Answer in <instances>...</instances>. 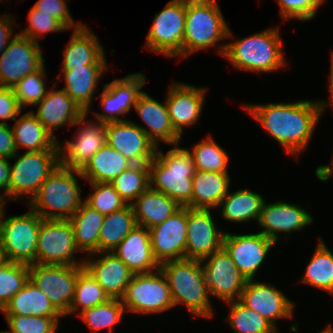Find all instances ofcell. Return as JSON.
I'll use <instances>...</instances> for the list:
<instances>
[{"label": "cell", "mask_w": 333, "mask_h": 333, "mask_svg": "<svg viewBox=\"0 0 333 333\" xmlns=\"http://www.w3.org/2000/svg\"><path fill=\"white\" fill-rule=\"evenodd\" d=\"M1 312L4 315L64 317L30 279Z\"/></svg>", "instance_id": "cell-32"}, {"label": "cell", "mask_w": 333, "mask_h": 333, "mask_svg": "<svg viewBox=\"0 0 333 333\" xmlns=\"http://www.w3.org/2000/svg\"><path fill=\"white\" fill-rule=\"evenodd\" d=\"M192 183V200L186 207L211 210L217 209L228 193L231 177L228 173L195 170Z\"/></svg>", "instance_id": "cell-30"}, {"label": "cell", "mask_w": 333, "mask_h": 333, "mask_svg": "<svg viewBox=\"0 0 333 333\" xmlns=\"http://www.w3.org/2000/svg\"><path fill=\"white\" fill-rule=\"evenodd\" d=\"M133 163L121 155L117 150L105 144L92 156L81 170L85 181L111 183Z\"/></svg>", "instance_id": "cell-36"}, {"label": "cell", "mask_w": 333, "mask_h": 333, "mask_svg": "<svg viewBox=\"0 0 333 333\" xmlns=\"http://www.w3.org/2000/svg\"><path fill=\"white\" fill-rule=\"evenodd\" d=\"M131 206L137 224L147 229L163 223L181 208L175 200L150 187Z\"/></svg>", "instance_id": "cell-31"}, {"label": "cell", "mask_w": 333, "mask_h": 333, "mask_svg": "<svg viewBox=\"0 0 333 333\" xmlns=\"http://www.w3.org/2000/svg\"><path fill=\"white\" fill-rule=\"evenodd\" d=\"M14 122L15 125L11 128L17 150H59V141L39 122L32 111L19 115Z\"/></svg>", "instance_id": "cell-33"}, {"label": "cell", "mask_w": 333, "mask_h": 333, "mask_svg": "<svg viewBox=\"0 0 333 333\" xmlns=\"http://www.w3.org/2000/svg\"><path fill=\"white\" fill-rule=\"evenodd\" d=\"M121 300L125 311L136 314L151 315L174 308L168 281L160 268L134 274Z\"/></svg>", "instance_id": "cell-9"}, {"label": "cell", "mask_w": 333, "mask_h": 333, "mask_svg": "<svg viewBox=\"0 0 333 333\" xmlns=\"http://www.w3.org/2000/svg\"><path fill=\"white\" fill-rule=\"evenodd\" d=\"M14 18V19H13ZM15 23V17L12 15L3 14L0 15V53L2 54L7 48L10 40L13 38V27ZM13 24V25H12Z\"/></svg>", "instance_id": "cell-53"}, {"label": "cell", "mask_w": 333, "mask_h": 333, "mask_svg": "<svg viewBox=\"0 0 333 333\" xmlns=\"http://www.w3.org/2000/svg\"><path fill=\"white\" fill-rule=\"evenodd\" d=\"M113 253L134 273H148L160 265L154 259L149 229L137 225L117 246Z\"/></svg>", "instance_id": "cell-29"}, {"label": "cell", "mask_w": 333, "mask_h": 333, "mask_svg": "<svg viewBox=\"0 0 333 333\" xmlns=\"http://www.w3.org/2000/svg\"><path fill=\"white\" fill-rule=\"evenodd\" d=\"M162 151L158 146L155 157L148 164L150 188L186 207L192 200V177L195 173L192 155L179 144L166 154Z\"/></svg>", "instance_id": "cell-4"}, {"label": "cell", "mask_w": 333, "mask_h": 333, "mask_svg": "<svg viewBox=\"0 0 333 333\" xmlns=\"http://www.w3.org/2000/svg\"><path fill=\"white\" fill-rule=\"evenodd\" d=\"M239 301L267 319L276 329L277 320L294 317L296 304L271 283L247 280Z\"/></svg>", "instance_id": "cell-17"}, {"label": "cell", "mask_w": 333, "mask_h": 333, "mask_svg": "<svg viewBox=\"0 0 333 333\" xmlns=\"http://www.w3.org/2000/svg\"><path fill=\"white\" fill-rule=\"evenodd\" d=\"M29 280V265L7 261L0 266V311Z\"/></svg>", "instance_id": "cell-44"}, {"label": "cell", "mask_w": 333, "mask_h": 333, "mask_svg": "<svg viewBox=\"0 0 333 333\" xmlns=\"http://www.w3.org/2000/svg\"><path fill=\"white\" fill-rule=\"evenodd\" d=\"M62 61L61 71L91 64H108L105 50L99 39L85 24L79 29L73 30V34L63 50Z\"/></svg>", "instance_id": "cell-27"}, {"label": "cell", "mask_w": 333, "mask_h": 333, "mask_svg": "<svg viewBox=\"0 0 333 333\" xmlns=\"http://www.w3.org/2000/svg\"><path fill=\"white\" fill-rule=\"evenodd\" d=\"M210 210L187 207L186 259L202 260L223 246L221 231Z\"/></svg>", "instance_id": "cell-19"}, {"label": "cell", "mask_w": 333, "mask_h": 333, "mask_svg": "<svg viewBox=\"0 0 333 333\" xmlns=\"http://www.w3.org/2000/svg\"><path fill=\"white\" fill-rule=\"evenodd\" d=\"M22 110L13 88L0 86V123L6 124L7 120L14 121Z\"/></svg>", "instance_id": "cell-51"}, {"label": "cell", "mask_w": 333, "mask_h": 333, "mask_svg": "<svg viewBox=\"0 0 333 333\" xmlns=\"http://www.w3.org/2000/svg\"><path fill=\"white\" fill-rule=\"evenodd\" d=\"M134 109L149 129L137 123L136 125L141 127L156 147L160 146V142L173 146L181 143L182 137L175 131L171 123L165 100L164 103L158 102L143 91Z\"/></svg>", "instance_id": "cell-25"}, {"label": "cell", "mask_w": 333, "mask_h": 333, "mask_svg": "<svg viewBox=\"0 0 333 333\" xmlns=\"http://www.w3.org/2000/svg\"><path fill=\"white\" fill-rule=\"evenodd\" d=\"M319 333H333V327L331 324H328L327 327H325L323 330H321Z\"/></svg>", "instance_id": "cell-59"}, {"label": "cell", "mask_w": 333, "mask_h": 333, "mask_svg": "<svg viewBox=\"0 0 333 333\" xmlns=\"http://www.w3.org/2000/svg\"><path fill=\"white\" fill-rule=\"evenodd\" d=\"M228 316L225 321L236 333H279L267 319L249 309L239 300L227 302Z\"/></svg>", "instance_id": "cell-41"}, {"label": "cell", "mask_w": 333, "mask_h": 333, "mask_svg": "<svg viewBox=\"0 0 333 333\" xmlns=\"http://www.w3.org/2000/svg\"><path fill=\"white\" fill-rule=\"evenodd\" d=\"M111 184L126 204H132L150 187L149 165L133 164L118 175Z\"/></svg>", "instance_id": "cell-43"}, {"label": "cell", "mask_w": 333, "mask_h": 333, "mask_svg": "<svg viewBox=\"0 0 333 333\" xmlns=\"http://www.w3.org/2000/svg\"><path fill=\"white\" fill-rule=\"evenodd\" d=\"M154 259L160 265L186 258L187 207H181L163 223L149 229Z\"/></svg>", "instance_id": "cell-21"}, {"label": "cell", "mask_w": 333, "mask_h": 333, "mask_svg": "<svg viewBox=\"0 0 333 333\" xmlns=\"http://www.w3.org/2000/svg\"><path fill=\"white\" fill-rule=\"evenodd\" d=\"M331 66H330V80H329V90H330V97H331V101L329 102H325L324 100L321 101V100H317L318 101V105L319 107L321 108V112L323 114V112L325 111V108L328 107L330 104L333 106V52H332V55H331ZM330 103V104H329Z\"/></svg>", "instance_id": "cell-56"}, {"label": "cell", "mask_w": 333, "mask_h": 333, "mask_svg": "<svg viewBox=\"0 0 333 333\" xmlns=\"http://www.w3.org/2000/svg\"><path fill=\"white\" fill-rule=\"evenodd\" d=\"M207 90L182 82H171L165 101L171 123L181 137L184 127L188 128L199 122Z\"/></svg>", "instance_id": "cell-23"}, {"label": "cell", "mask_w": 333, "mask_h": 333, "mask_svg": "<svg viewBox=\"0 0 333 333\" xmlns=\"http://www.w3.org/2000/svg\"><path fill=\"white\" fill-rule=\"evenodd\" d=\"M80 178V170L59 164L27 204L44 219H69L84 202Z\"/></svg>", "instance_id": "cell-6"}, {"label": "cell", "mask_w": 333, "mask_h": 333, "mask_svg": "<svg viewBox=\"0 0 333 333\" xmlns=\"http://www.w3.org/2000/svg\"><path fill=\"white\" fill-rule=\"evenodd\" d=\"M89 257H84V268L110 298L121 299L134 273L113 252L93 253Z\"/></svg>", "instance_id": "cell-24"}, {"label": "cell", "mask_w": 333, "mask_h": 333, "mask_svg": "<svg viewBox=\"0 0 333 333\" xmlns=\"http://www.w3.org/2000/svg\"><path fill=\"white\" fill-rule=\"evenodd\" d=\"M17 152L11 126L0 123V157L12 159Z\"/></svg>", "instance_id": "cell-52"}, {"label": "cell", "mask_w": 333, "mask_h": 333, "mask_svg": "<svg viewBox=\"0 0 333 333\" xmlns=\"http://www.w3.org/2000/svg\"><path fill=\"white\" fill-rule=\"evenodd\" d=\"M60 318L42 316L5 315L11 333H57Z\"/></svg>", "instance_id": "cell-47"}, {"label": "cell", "mask_w": 333, "mask_h": 333, "mask_svg": "<svg viewBox=\"0 0 333 333\" xmlns=\"http://www.w3.org/2000/svg\"><path fill=\"white\" fill-rule=\"evenodd\" d=\"M28 27L21 31L20 34L29 37L39 43V37L43 39L46 33L61 32L68 30L59 20L45 12H39L34 6L28 12ZM42 36V37H41Z\"/></svg>", "instance_id": "cell-48"}, {"label": "cell", "mask_w": 333, "mask_h": 333, "mask_svg": "<svg viewBox=\"0 0 333 333\" xmlns=\"http://www.w3.org/2000/svg\"><path fill=\"white\" fill-rule=\"evenodd\" d=\"M54 88L47 91L46 96L35 106L39 122L56 138L54 130L66 125L74 126L85 112L75 101L63 90H55L56 82H52Z\"/></svg>", "instance_id": "cell-26"}, {"label": "cell", "mask_w": 333, "mask_h": 333, "mask_svg": "<svg viewBox=\"0 0 333 333\" xmlns=\"http://www.w3.org/2000/svg\"><path fill=\"white\" fill-rule=\"evenodd\" d=\"M277 2L282 21L289 19L309 21L316 16L318 9L326 0H277Z\"/></svg>", "instance_id": "cell-49"}, {"label": "cell", "mask_w": 333, "mask_h": 333, "mask_svg": "<svg viewBox=\"0 0 333 333\" xmlns=\"http://www.w3.org/2000/svg\"><path fill=\"white\" fill-rule=\"evenodd\" d=\"M125 314V307L121 299L110 298L105 303L88 308L77 314L92 333L102 329L113 333L116 324L120 323Z\"/></svg>", "instance_id": "cell-39"}, {"label": "cell", "mask_w": 333, "mask_h": 333, "mask_svg": "<svg viewBox=\"0 0 333 333\" xmlns=\"http://www.w3.org/2000/svg\"><path fill=\"white\" fill-rule=\"evenodd\" d=\"M191 149L188 151L192 155L195 170L228 173L230 157L210 135L197 142Z\"/></svg>", "instance_id": "cell-40"}, {"label": "cell", "mask_w": 333, "mask_h": 333, "mask_svg": "<svg viewBox=\"0 0 333 333\" xmlns=\"http://www.w3.org/2000/svg\"><path fill=\"white\" fill-rule=\"evenodd\" d=\"M85 113L74 126H79L73 140H66L59 145L60 165L63 167L82 170L102 146L106 144L105 123L87 120Z\"/></svg>", "instance_id": "cell-16"}, {"label": "cell", "mask_w": 333, "mask_h": 333, "mask_svg": "<svg viewBox=\"0 0 333 333\" xmlns=\"http://www.w3.org/2000/svg\"><path fill=\"white\" fill-rule=\"evenodd\" d=\"M42 217L30 210L22 215L6 218L5 210L0 221V245L6 260L31 265L36 263V248Z\"/></svg>", "instance_id": "cell-7"}, {"label": "cell", "mask_w": 333, "mask_h": 333, "mask_svg": "<svg viewBox=\"0 0 333 333\" xmlns=\"http://www.w3.org/2000/svg\"><path fill=\"white\" fill-rule=\"evenodd\" d=\"M10 164V201L27 199L28 202L37 193L48 176L60 164L59 150L18 152Z\"/></svg>", "instance_id": "cell-8"}, {"label": "cell", "mask_w": 333, "mask_h": 333, "mask_svg": "<svg viewBox=\"0 0 333 333\" xmlns=\"http://www.w3.org/2000/svg\"><path fill=\"white\" fill-rule=\"evenodd\" d=\"M210 297L227 302L239 300L247 279L222 247L201 260Z\"/></svg>", "instance_id": "cell-15"}, {"label": "cell", "mask_w": 333, "mask_h": 333, "mask_svg": "<svg viewBox=\"0 0 333 333\" xmlns=\"http://www.w3.org/2000/svg\"><path fill=\"white\" fill-rule=\"evenodd\" d=\"M108 71V64H91L85 67H75L68 71H60L58 81L63 75L65 85L63 90L85 112L90 113L93 98L98 94L97 85L103 74Z\"/></svg>", "instance_id": "cell-28"}, {"label": "cell", "mask_w": 333, "mask_h": 333, "mask_svg": "<svg viewBox=\"0 0 333 333\" xmlns=\"http://www.w3.org/2000/svg\"><path fill=\"white\" fill-rule=\"evenodd\" d=\"M0 333H11V332L7 330V331H1Z\"/></svg>", "instance_id": "cell-60"}, {"label": "cell", "mask_w": 333, "mask_h": 333, "mask_svg": "<svg viewBox=\"0 0 333 333\" xmlns=\"http://www.w3.org/2000/svg\"><path fill=\"white\" fill-rule=\"evenodd\" d=\"M109 299L110 297L101 285L84 268L78 275L74 297L69 312L64 318L70 314H79L83 310L105 303Z\"/></svg>", "instance_id": "cell-42"}, {"label": "cell", "mask_w": 333, "mask_h": 333, "mask_svg": "<svg viewBox=\"0 0 333 333\" xmlns=\"http://www.w3.org/2000/svg\"><path fill=\"white\" fill-rule=\"evenodd\" d=\"M187 0H171L155 14L146 37V48L170 58L182 56Z\"/></svg>", "instance_id": "cell-10"}, {"label": "cell", "mask_w": 333, "mask_h": 333, "mask_svg": "<svg viewBox=\"0 0 333 333\" xmlns=\"http://www.w3.org/2000/svg\"><path fill=\"white\" fill-rule=\"evenodd\" d=\"M313 221V216L300 204L278 200L275 203L264 202L257 224L262 228L259 233L277 243L281 233L288 235L304 230Z\"/></svg>", "instance_id": "cell-22"}, {"label": "cell", "mask_w": 333, "mask_h": 333, "mask_svg": "<svg viewBox=\"0 0 333 333\" xmlns=\"http://www.w3.org/2000/svg\"><path fill=\"white\" fill-rule=\"evenodd\" d=\"M7 202L8 201H6L5 197L0 194V221H1V217H2V214L4 212V209H6V203Z\"/></svg>", "instance_id": "cell-57"}, {"label": "cell", "mask_w": 333, "mask_h": 333, "mask_svg": "<svg viewBox=\"0 0 333 333\" xmlns=\"http://www.w3.org/2000/svg\"><path fill=\"white\" fill-rule=\"evenodd\" d=\"M106 144L133 164H149L157 147L146 133L130 120L105 123Z\"/></svg>", "instance_id": "cell-20"}, {"label": "cell", "mask_w": 333, "mask_h": 333, "mask_svg": "<svg viewBox=\"0 0 333 333\" xmlns=\"http://www.w3.org/2000/svg\"><path fill=\"white\" fill-rule=\"evenodd\" d=\"M77 248L69 219H42L38 233L36 263L50 265H83L76 260Z\"/></svg>", "instance_id": "cell-11"}, {"label": "cell", "mask_w": 333, "mask_h": 333, "mask_svg": "<svg viewBox=\"0 0 333 333\" xmlns=\"http://www.w3.org/2000/svg\"><path fill=\"white\" fill-rule=\"evenodd\" d=\"M46 66L45 64L35 73H31L23 77L14 87V93L19 106L24 109V106H35L39 103L49 90L46 87Z\"/></svg>", "instance_id": "cell-45"}, {"label": "cell", "mask_w": 333, "mask_h": 333, "mask_svg": "<svg viewBox=\"0 0 333 333\" xmlns=\"http://www.w3.org/2000/svg\"><path fill=\"white\" fill-rule=\"evenodd\" d=\"M278 27L250 36L227 41L224 57L238 70L251 73H273L287 66Z\"/></svg>", "instance_id": "cell-3"}, {"label": "cell", "mask_w": 333, "mask_h": 333, "mask_svg": "<svg viewBox=\"0 0 333 333\" xmlns=\"http://www.w3.org/2000/svg\"><path fill=\"white\" fill-rule=\"evenodd\" d=\"M276 243L263 234H232L225 232L223 248L247 280L255 279L268 252Z\"/></svg>", "instance_id": "cell-18"}, {"label": "cell", "mask_w": 333, "mask_h": 333, "mask_svg": "<svg viewBox=\"0 0 333 333\" xmlns=\"http://www.w3.org/2000/svg\"><path fill=\"white\" fill-rule=\"evenodd\" d=\"M39 12H45L59 20L68 30L79 29L83 23L75 22L69 11L66 0H37L33 5Z\"/></svg>", "instance_id": "cell-50"}, {"label": "cell", "mask_w": 333, "mask_h": 333, "mask_svg": "<svg viewBox=\"0 0 333 333\" xmlns=\"http://www.w3.org/2000/svg\"><path fill=\"white\" fill-rule=\"evenodd\" d=\"M137 225L131 204L105 215L99 236V253L113 252Z\"/></svg>", "instance_id": "cell-37"}, {"label": "cell", "mask_w": 333, "mask_h": 333, "mask_svg": "<svg viewBox=\"0 0 333 333\" xmlns=\"http://www.w3.org/2000/svg\"><path fill=\"white\" fill-rule=\"evenodd\" d=\"M159 268L168 281L174 307L184 303L196 317L213 318L201 260H171L161 263Z\"/></svg>", "instance_id": "cell-5"}, {"label": "cell", "mask_w": 333, "mask_h": 333, "mask_svg": "<svg viewBox=\"0 0 333 333\" xmlns=\"http://www.w3.org/2000/svg\"><path fill=\"white\" fill-rule=\"evenodd\" d=\"M5 262H7L3 249L0 245V266H2Z\"/></svg>", "instance_id": "cell-58"}, {"label": "cell", "mask_w": 333, "mask_h": 333, "mask_svg": "<svg viewBox=\"0 0 333 333\" xmlns=\"http://www.w3.org/2000/svg\"><path fill=\"white\" fill-rule=\"evenodd\" d=\"M242 108L273 137L289 155L298 159L312 140L322 112L318 101L299 100L267 104H244Z\"/></svg>", "instance_id": "cell-1"}, {"label": "cell", "mask_w": 333, "mask_h": 333, "mask_svg": "<svg viewBox=\"0 0 333 333\" xmlns=\"http://www.w3.org/2000/svg\"><path fill=\"white\" fill-rule=\"evenodd\" d=\"M105 216L85 201L69 218L75 243L80 252L88 255L99 253V236Z\"/></svg>", "instance_id": "cell-34"}, {"label": "cell", "mask_w": 333, "mask_h": 333, "mask_svg": "<svg viewBox=\"0 0 333 333\" xmlns=\"http://www.w3.org/2000/svg\"><path fill=\"white\" fill-rule=\"evenodd\" d=\"M10 162L9 158L0 157V194L10 201ZM2 192L4 193H1Z\"/></svg>", "instance_id": "cell-54"}, {"label": "cell", "mask_w": 333, "mask_h": 333, "mask_svg": "<svg viewBox=\"0 0 333 333\" xmlns=\"http://www.w3.org/2000/svg\"><path fill=\"white\" fill-rule=\"evenodd\" d=\"M219 4L215 0H187L185 31L182 43V57L217 46L223 56L226 44L220 43L233 38ZM218 43V44H216Z\"/></svg>", "instance_id": "cell-2"}, {"label": "cell", "mask_w": 333, "mask_h": 333, "mask_svg": "<svg viewBox=\"0 0 333 333\" xmlns=\"http://www.w3.org/2000/svg\"><path fill=\"white\" fill-rule=\"evenodd\" d=\"M265 198L249 189H240L228 193L220 202V215L228 222H258Z\"/></svg>", "instance_id": "cell-35"}, {"label": "cell", "mask_w": 333, "mask_h": 333, "mask_svg": "<svg viewBox=\"0 0 333 333\" xmlns=\"http://www.w3.org/2000/svg\"><path fill=\"white\" fill-rule=\"evenodd\" d=\"M333 174V155L331 160V165H319L315 170V175L320 181H327L331 178Z\"/></svg>", "instance_id": "cell-55"}, {"label": "cell", "mask_w": 333, "mask_h": 333, "mask_svg": "<svg viewBox=\"0 0 333 333\" xmlns=\"http://www.w3.org/2000/svg\"><path fill=\"white\" fill-rule=\"evenodd\" d=\"M89 184L92 193L84 201L104 216L118 211L127 205L111 183L89 182Z\"/></svg>", "instance_id": "cell-46"}, {"label": "cell", "mask_w": 333, "mask_h": 333, "mask_svg": "<svg viewBox=\"0 0 333 333\" xmlns=\"http://www.w3.org/2000/svg\"><path fill=\"white\" fill-rule=\"evenodd\" d=\"M145 83L146 76L142 72L131 73L121 79L114 78L112 82L105 83L103 92L99 94L104 113L93 112L95 121L109 123L128 120L119 118V115L123 116L135 107Z\"/></svg>", "instance_id": "cell-14"}, {"label": "cell", "mask_w": 333, "mask_h": 333, "mask_svg": "<svg viewBox=\"0 0 333 333\" xmlns=\"http://www.w3.org/2000/svg\"><path fill=\"white\" fill-rule=\"evenodd\" d=\"M318 239L316 249L299 283L314 286L333 296V254L323 239Z\"/></svg>", "instance_id": "cell-38"}, {"label": "cell", "mask_w": 333, "mask_h": 333, "mask_svg": "<svg viewBox=\"0 0 333 333\" xmlns=\"http://www.w3.org/2000/svg\"><path fill=\"white\" fill-rule=\"evenodd\" d=\"M40 43L15 34L0 54V86L14 87L23 77L38 71L46 63Z\"/></svg>", "instance_id": "cell-13"}, {"label": "cell", "mask_w": 333, "mask_h": 333, "mask_svg": "<svg viewBox=\"0 0 333 333\" xmlns=\"http://www.w3.org/2000/svg\"><path fill=\"white\" fill-rule=\"evenodd\" d=\"M84 265H29V279L49 298L53 306L65 316L74 297L79 273Z\"/></svg>", "instance_id": "cell-12"}]
</instances>
